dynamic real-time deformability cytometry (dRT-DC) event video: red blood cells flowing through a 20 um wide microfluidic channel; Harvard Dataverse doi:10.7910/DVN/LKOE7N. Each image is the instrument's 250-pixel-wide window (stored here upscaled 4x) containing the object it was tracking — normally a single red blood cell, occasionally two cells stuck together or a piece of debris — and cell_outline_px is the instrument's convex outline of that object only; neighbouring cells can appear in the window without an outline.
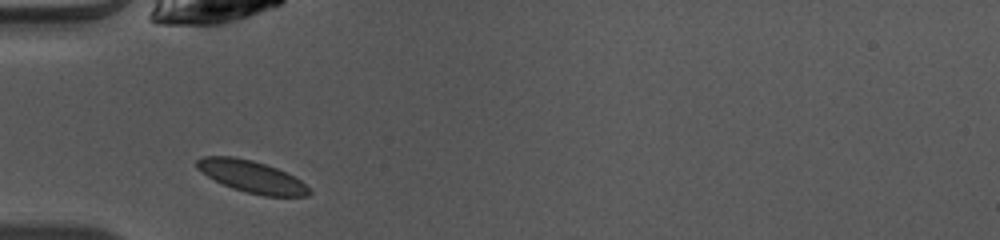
{"species": "common noctule bat (a hibernating species)", "species_latin": "Nyctalus noctula", "temperature_condition": "warm", "stored_images_in_passage": 34, "camera_frame_rate_fps": 3000, "um_per_image_px": 0.085, "animal": {"sex": "female", "body_mass_g": 10.0, "forearm_length_mm": 53.1}, "frame": {"image": 1, "passage_image": 1, "time_ms": 0.0, "image_size_px": [1000, 240], "cell_outline_px": [[312, 192], [308, 196], [264, 196], [232, 188], [208, 176], [196, 168], [196, 160], [204, 156], [232, 156], [252, 160], [276, 168], [300, 180]], "centroid_in_image_um": [21.38, 15.01], "position_along_channel_um": 63.6, "area_um2": 20.52}}
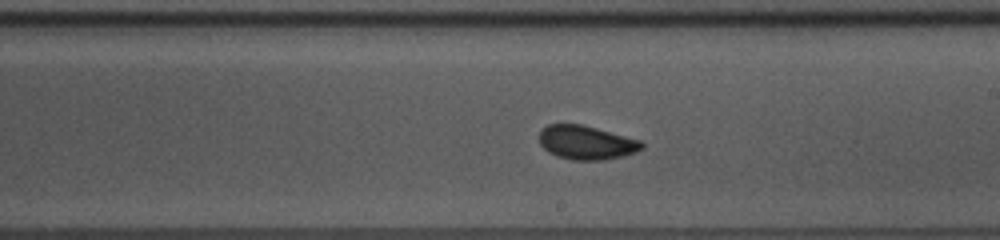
{"frame": {"image": 2, "passage_image": 14, "time_ms": 4.333, "image_size_px": [1000, 240], "cell_outline_px": [[644, 148], [636, 152], [624, 156], [604, 160], [572, 160], [556, 156], [548, 152], [540, 144], [540, 132], [548, 124], [580, 124], [596, 128], [640, 140], [644, 144]], "centroid_in_image_um": [49.85, 12.13], "position_along_channel_um": 239.1, "area_um2": 20.23}}
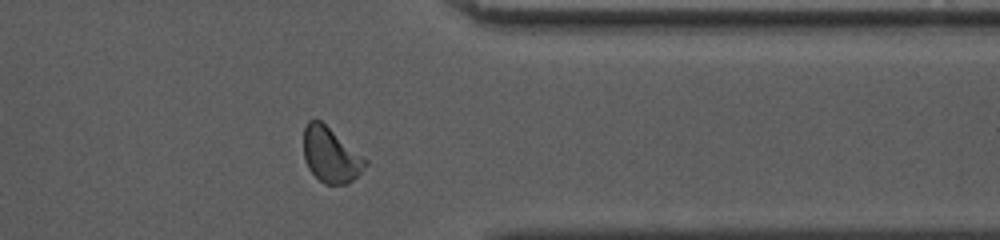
{"frame": {"image": 3, "passage_image": 25, "time_ms": 8.0, "image_size_px": [1000, 240], "cell_outline_px": [[368, 164], [348, 184], [324, 184], [308, 168], [304, 160], [304, 128], [308, 120], [320, 120], [368, 160]], "centroid_in_image_um": [28.1, 13.18], "position_along_channel_um": 383.3, "area_um2": 19.59}, "authors_computed_cell_mechanics": {"area_um2": 19.9699, "velocity_mm_per_s": 4.0892, "shape_relaxation_time_tau1_ms": 2.9938, "shape_relaxation_time_tau2_ms": 0.7588, "deformation_change_tau1": 0.0731, "deformation_change_tau2": 0.0331}}